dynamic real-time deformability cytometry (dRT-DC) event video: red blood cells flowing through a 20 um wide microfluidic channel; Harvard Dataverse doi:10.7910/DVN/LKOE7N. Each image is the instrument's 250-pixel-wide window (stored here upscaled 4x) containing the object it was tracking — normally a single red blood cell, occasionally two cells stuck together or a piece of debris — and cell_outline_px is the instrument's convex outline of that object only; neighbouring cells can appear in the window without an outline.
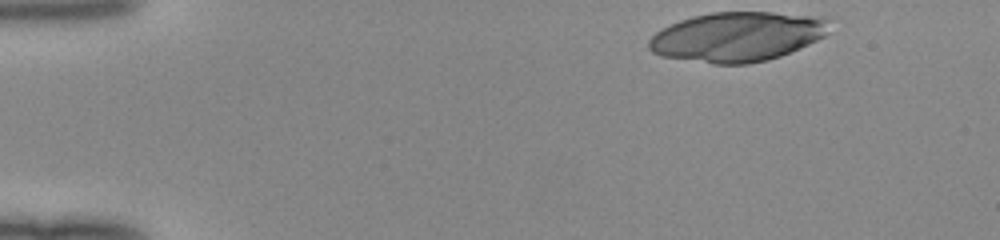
{"species": "human", "species_latin": "Homo sapiens", "temperature_condition": "room temperature", "stored_images_in_passage": 14, "camera_frame_rate_fps": 3000, "um_per_image_px": 0.085, "donor": {"sex": "female"}, "frame": {"image": 1, "passage_image": 1, "time_ms": 0.0, "image_size_px": [1000, 240], "cell_outline_px": [[832, 32], [808, 44], [780, 56], [768, 60], [748, 64], [712, 64], [660, 56], [652, 52], [648, 48], [648, 40], [656, 32], [668, 24], [692, 16], [712, 12], [772, 12], [808, 16], [824, 20]], "centroid_in_image_um": [62.58, 3.13], "position_along_channel_um": 22.4, "area_um2": 52.02}}